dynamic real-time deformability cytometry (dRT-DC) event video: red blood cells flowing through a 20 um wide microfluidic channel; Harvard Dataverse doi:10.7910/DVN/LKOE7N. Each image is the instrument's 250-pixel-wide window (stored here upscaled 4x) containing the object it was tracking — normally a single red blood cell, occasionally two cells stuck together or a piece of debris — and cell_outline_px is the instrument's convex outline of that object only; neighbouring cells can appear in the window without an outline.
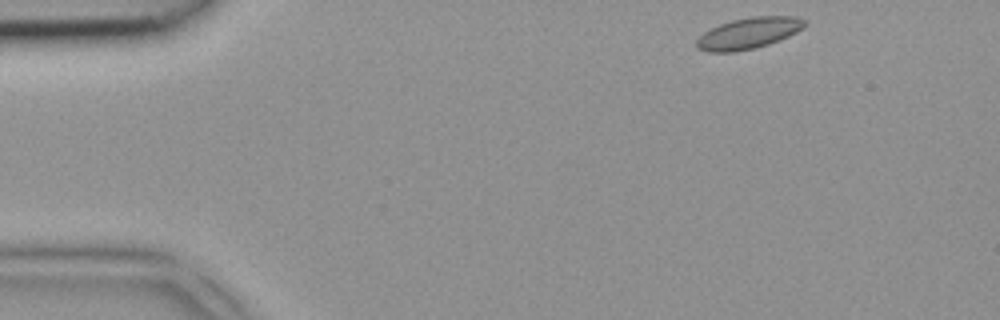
{"species": "common noctule bat (a hibernating species)", "species_latin": "Nyctalus noctula", "temperature_condition": "room temperature", "stored_images_in_passage": 2, "camera_frame_rate_fps": 3000, "um_per_image_px": 0.085, "animal": {"sex": "female", "body_mass_g": 18.4}, "frame": {"image": 1, "passage_image": 1, "time_ms": 0.0, "image_size_px": [1000, 320], "cell_outline_px": [[808, 24], [804, 28], [788, 36], [768, 44], [756, 48], [736, 52], [708, 52], [696, 48], [696, 40], [704, 32], [720, 24], [732, 20], [752, 16], [796, 16], [804, 20]], "centroid_in_image_um": [63.63, 2.82], "position_along_channel_um": 21.4, "area_um2": 19.71}}